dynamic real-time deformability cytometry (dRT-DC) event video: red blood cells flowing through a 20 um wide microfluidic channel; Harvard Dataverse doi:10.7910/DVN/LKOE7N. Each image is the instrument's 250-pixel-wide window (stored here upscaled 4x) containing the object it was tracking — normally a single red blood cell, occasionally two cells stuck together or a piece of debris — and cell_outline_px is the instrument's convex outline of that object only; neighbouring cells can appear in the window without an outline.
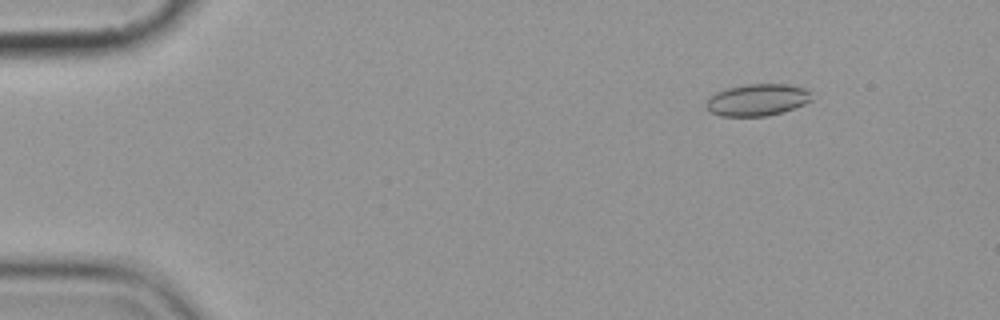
{"species": "common noctule bat (a hibernating species)", "species_latin": "Nyctalus noctula", "temperature_condition": "cold", "stored_images_in_passage": 5, "camera_frame_rate_fps": 3000, "um_per_image_px": 0.085, "animal": {"sex": "female", "body_mass_g": 19.9}, "frame": {"image": 1, "passage_image": 2, "time_ms": 1.0, "image_size_px": [1000, 320], "cell_outline_px": [[812, 100], [804, 104], [784, 112], [764, 116], [720, 116], [708, 112], [704, 104], [708, 96], [724, 88], [744, 84], [788, 84], [804, 88], [808, 92]], "centroid_in_image_um": [64.29, 8.49], "position_along_channel_um": 20.7, "area_um2": 19.88}}